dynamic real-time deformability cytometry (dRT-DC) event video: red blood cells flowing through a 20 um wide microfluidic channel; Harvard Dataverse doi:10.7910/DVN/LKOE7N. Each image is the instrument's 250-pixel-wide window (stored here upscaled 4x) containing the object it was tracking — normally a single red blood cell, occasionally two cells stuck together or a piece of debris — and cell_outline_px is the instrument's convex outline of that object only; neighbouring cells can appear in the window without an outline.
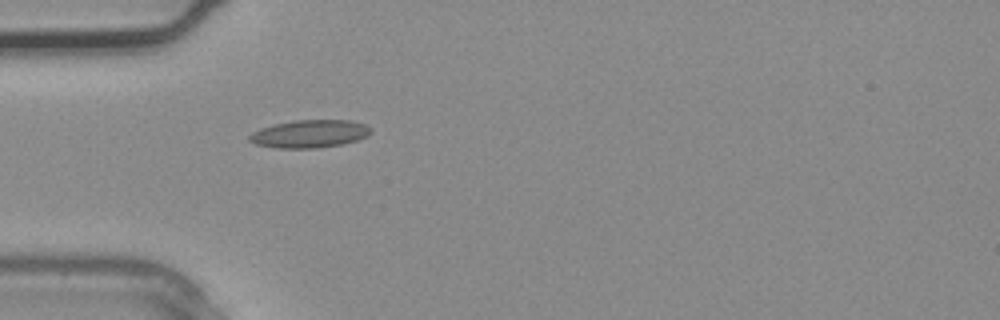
{"species": "common noctule bat (a hibernating species)", "species_latin": "Nyctalus noctula", "temperature_condition": "warm", "stored_images_in_passage": 2, "camera_frame_rate_fps": 3000, "um_per_image_px": 0.085, "animal": {"sex": "male", "body_mass_g": 20.4}, "frame": {"image": 1, "passage_image": 2, "time_ms": 0.333, "image_size_px": [1000, 320], "cell_outline_px": [[372, 132], [356, 140], [340, 144], [316, 148], [276, 148], [256, 144], [248, 140], [248, 136], [252, 132], [260, 128], [276, 124], [296, 120], [352, 120], [364, 124], [372, 128]], "centroid_in_image_um": [26.3, 11.37], "position_along_channel_um": 58.7, "area_um2": 19.54}}